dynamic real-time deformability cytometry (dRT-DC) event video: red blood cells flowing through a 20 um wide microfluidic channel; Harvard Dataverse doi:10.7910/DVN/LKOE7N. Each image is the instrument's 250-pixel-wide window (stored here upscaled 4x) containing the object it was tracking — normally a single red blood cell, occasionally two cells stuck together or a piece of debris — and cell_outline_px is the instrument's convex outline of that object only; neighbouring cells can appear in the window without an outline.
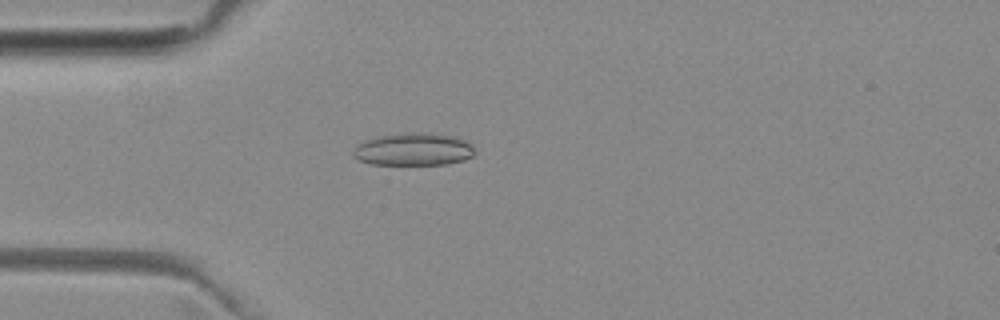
{"species": "common noctule bat (a hibernating species)", "species_latin": "Nyctalus noctula", "temperature_condition": "room temperature", "stored_images_in_passage": 47, "camera_frame_rate_fps": 3000, "um_per_image_px": 0.085, "animal": {"sex": "female", "body_mass_g": 29.2, "forearm_length_mm": 56.3}, "frame": {"image": 1, "passage_image": 10, "time_ms": 3.0, "image_size_px": [1000, 320], "cell_outline_px": [[476, 152], [472, 156], [464, 160], [448, 164], [372, 164], [360, 160], [352, 156], [352, 152], [356, 144], [364, 140], [376, 136], [412, 132], [424, 132], [460, 136], [472, 144]], "centroid_in_image_um": [35.18, 12.67], "position_along_channel_um": 49.8, "area_um2": 23.52}}
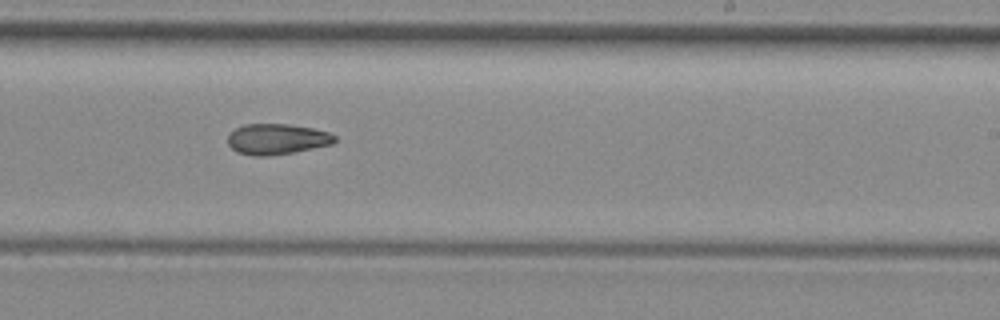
{"frame": {"image": 2, "passage_image": 27, "time_ms": 8.667, "image_size_px": [1000, 320], "cell_outline_px": [[336, 140], [332, 144], [292, 152], [268, 156], [252, 156], [236, 152], [228, 144], [228, 136], [236, 128], [244, 124], [288, 124], [312, 128], [328, 132], [336, 136]], "centroid_in_image_um": [23.52, 11.82], "position_along_channel_um": 265.5, "area_um2": 19.02}}
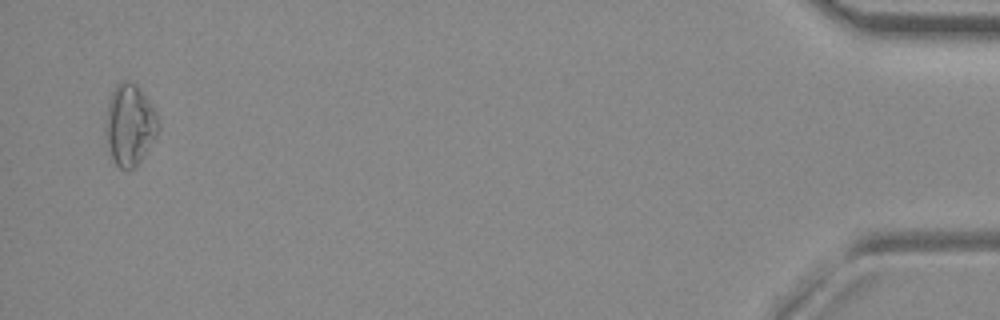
{"frame": {"image": 3, "passage_image": 46, "time_ms": 15.0, "image_size_px": [1000, 320], "cell_outline_px": [[160, 124], [156, 136], [144, 156], [132, 168], [120, 168], [112, 160], [104, 136], [104, 124], [108, 104], [112, 92], [116, 84], [120, 80], [128, 80], [148, 100], [156, 112]], "centroid_in_image_um": [10.99, 10.63], "position_along_channel_um": 424.2, "area_um2": 24.85}}